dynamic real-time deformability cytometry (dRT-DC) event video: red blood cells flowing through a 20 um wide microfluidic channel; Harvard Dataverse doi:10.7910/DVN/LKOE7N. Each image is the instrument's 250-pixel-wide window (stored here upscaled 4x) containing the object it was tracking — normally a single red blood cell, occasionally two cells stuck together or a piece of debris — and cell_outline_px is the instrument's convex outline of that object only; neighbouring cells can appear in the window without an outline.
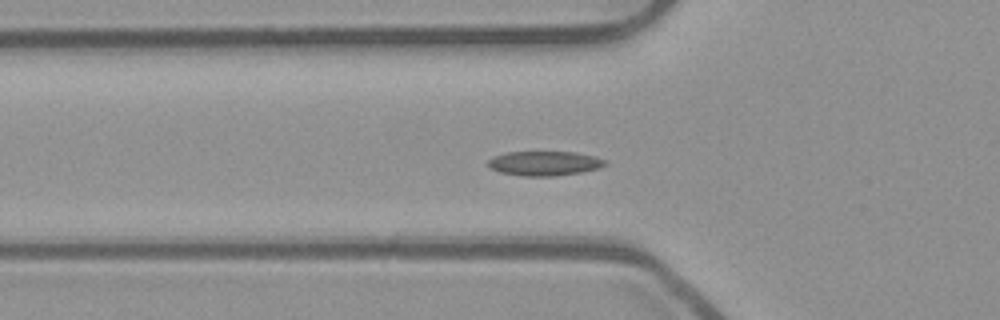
{"species": "common noctule bat (a hibernating species)", "species_latin": "Nyctalus noctula", "temperature_condition": "room temperature", "stored_images_in_passage": 42, "camera_frame_rate_fps": 3000, "um_per_image_px": 0.085, "animal": {"sex": "male", "body_mass_g": 23.1, "forearm_length_mm": 52.7}, "frame": {"image": 1, "passage_image": 6, "time_ms": 1.667, "image_size_px": [1000, 320], "cell_outline_px": [[608, 164], [596, 168], [580, 172], [556, 176], [524, 176], [500, 172], [492, 168], [488, 164], [488, 160], [492, 156], [504, 152], [576, 152], [596, 156], [608, 160]], "centroid_in_image_um": [46.29, 13.87], "position_along_channel_um": 79.5, "area_um2": 16.76}}
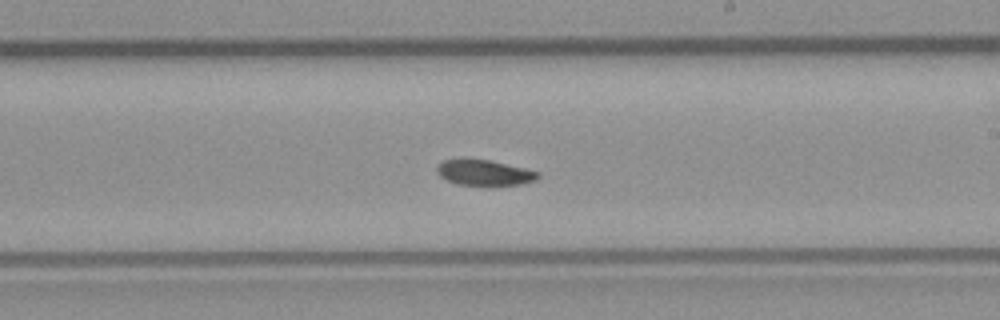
{"frame": {"image": 2, "passage_image": 19, "time_ms": 6.0, "image_size_px": [1000, 320], "cell_outline_px": [[540, 176], [536, 180], [520, 184], [492, 188], [488, 188], [456, 184], [440, 176], [436, 172], [436, 168], [444, 160], [460, 156], [488, 160], [524, 168], [540, 172]], "centroid_in_image_um": [41.14, 14.7], "position_along_channel_um": 247.9, "area_um2": 16.07}}
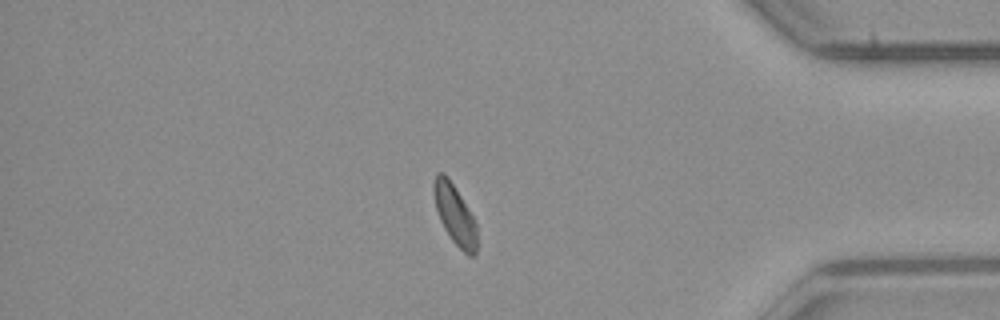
{"frame": {"image": 3, "passage_image": 33, "time_ms": 10.667, "image_size_px": [1000, 320], "cell_outline_px": [[476, 252], [472, 256], [468, 256], [452, 240], [444, 228], [440, 220], [436, 208], [432, 192], [432, 184], [436, 172], [444, 172], [448, 176], [472, 216], [476, 224]], "centroid_in_image_um": [38.62, 18.19], "position_along_channel_um": 396.6, "area_um2": 14.91}, "authors_computed_cell_mechanics": {"area_um2": 15.895, "velocity_mm_per_s": 3.858, "shape_relaxation_time_tau1_ms": 7.4328, "shape_relaxation_time_tau2_ms": null, "deformation_change_tau1": 0.1352, "deformation_change_tau2": null}}